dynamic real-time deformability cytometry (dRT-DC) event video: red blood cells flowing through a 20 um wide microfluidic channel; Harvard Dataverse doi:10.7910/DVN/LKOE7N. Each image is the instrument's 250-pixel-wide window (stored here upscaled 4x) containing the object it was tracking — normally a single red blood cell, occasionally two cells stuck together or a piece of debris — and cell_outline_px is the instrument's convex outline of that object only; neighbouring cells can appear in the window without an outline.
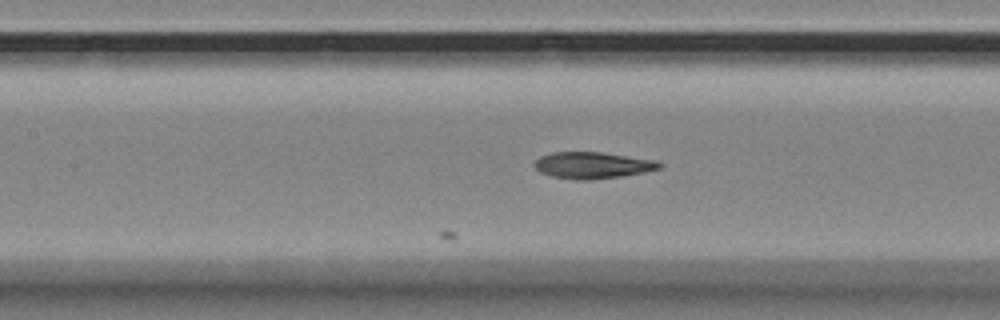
{"species": "Egyptian fruit bat (a non-hibernating species)", "species_latin": "Rousettus aegyptiacus", "temperature_condition": "room temperature", "stored_images_in_passage": 24, "camera_frame_rate_fps": 3000, "um_per_image_px": 0.085, "animal": {"sex": "female"}, "frame": {"image": 1, "passage_image": 24, "time_ms": 7.667, "image_size_px": [1000, 320], "cell_outline_px": [[664, 164], [660, 168], [644, 172], [620, 176], [592, 180], [576, 180], [552, 176], [540, 172], [532, 164], [540, 156], [552, 152], [600, 152], [656, 160]], "centroid_in_image_um": [50.35, 14.04], "position_along_channel_um": 157.0, "area_um2": 19.31}}